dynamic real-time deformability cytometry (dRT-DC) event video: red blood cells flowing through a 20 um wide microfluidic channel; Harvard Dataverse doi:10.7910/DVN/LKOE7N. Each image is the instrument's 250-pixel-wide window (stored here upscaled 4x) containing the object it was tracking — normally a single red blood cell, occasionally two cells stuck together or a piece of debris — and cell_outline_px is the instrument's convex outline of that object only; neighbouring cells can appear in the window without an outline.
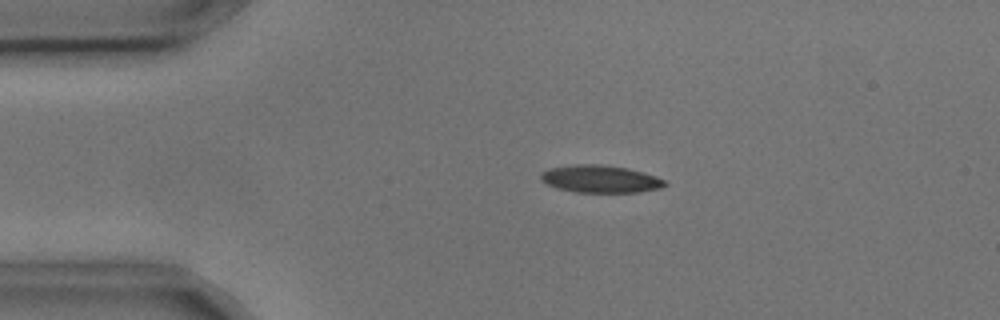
{"species": "common noctule bat (a hibernating species)", "species_latin": "Nyctalus noctula", "temperature_condition": "cold", "stored_images_in_passage": 4, "camera_frame_rate_fps": 3000, "um_per_image_px": 0.085, "animal": {"sex": "male", "body_mass_g": 17.9, "forearm_length_mm": 54.2}, "frame": {"image": 1, "passage_image": 3, "time_ms": 0.667, "image_size_px": [1000, 320], "cell_outline_px": [[668, 184], [660, 188], [640, 192], [576, 192], [556, 188], [540, 180], [540, 172], [548, 168], [576, 164], [600, 164], [628, 168], [644, 172], [656, 176], [664, 180]], "centroid_in_image_um": [51.01, 15.2], "position_along_channel_um": 34.0, "area_um2": 20.0}}